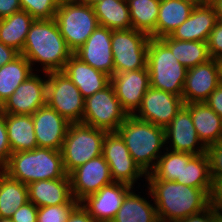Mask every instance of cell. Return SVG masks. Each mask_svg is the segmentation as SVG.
I'll use <instances>...</instances> for the list:
<instances>
[{"label": "cell", "mask_w": 222, "mask_h": 222, "mask_svg": "<svg viewBox=\"0 0 222 222\" xmlns=\"http://www.w3.org/2000/svg\"><path fill=\"white\" fill-rule=\"evenodd\" d=\"M205 103L222 118V84L209 95Z\"/></svg>", "instance_id": "7bdbcfd3"}, {"label": "cell", "mask_w": 222, "mask_h": 222, "mask_svg": "<svg viewBox=\"0 0 222 222\" xmlns=\"http://www.w3.org/2000/svg\"><path fill=\"white\" fill-rule=\"evenodd\" d=\"M156 207L158 219L179 222L210 206L211 188H194L176 181L145 180Z\"/></svg>", "instance_id": "6da1fadb"}, {"label": "cell", "mask_w": 222, "mask_h": 222, "mask_svg": "<svg viewBox=\"0 0 222 222\" xmlns=\"http://www.w3.org/2000/svg\"><path fill=\"white\" fill-rule=\"evenodd\" d=\"M147 67L150 87L182 97L188 69L178 62L170 48L160 38L150 37Z\"/></svg>", "instance_id": "5b68a950"}, {"label": "cell", "mask_w": 222, "mask_h": 222, "mask_svg": "<svg viewBox=\"0 0 222 222\" xmlns=\"http://www.w3.org/2000/svg\"><path fill=\"white\" fill-rule=\"evenodd\" d=\"M34 20L35 19L24 10L0 19V41L21 53L30 26Z\"/></svg>", "instance_id": "83f0119b"}, {"label": "cell", "mask_w": 222, "mask_h": 222, "mask_svg": "<svg viewBox=\"0 0 222 222\" xmlns=\"http://www.w3.org/2000/svg\"><path fill=\"white\" fill-rule=\"evenodd\" d=\"M127 116L111 83L84 100L82 123L85 125L106 132H117Z\"/></svg>", "instance_id": "9c48e42d"}, {"label": "cell", "mask_w": 222, "mask_h": 222, "mask_svg": "<svg viewBox=\"0 0 222 222\" xmlns=\"http://www.w3.org/2000/svg\"><path fill=\"white\" fill-rule=\"evenodd\" d=\"M54 19L73 53L99 25L94 8L77 0H61Z\"/></svg>", "instance_id": "52a82bcc"}, {"label": "cell", "mask_w": 222, "mask_h": 222, "mask_svg": "<svg viewBox=\"0 0 222 222\" xmlns=\"http://www.w3.org/2000/svg\"><path fill=\"white\" fill-rule=\"evenodd\" d=\"M100 26L110 30L131 29V19L126 0H102L93 6Z\"/></svg>", "instance_id": "f1b7e54d"}, {"label": "cell", "mask_w": 222, "mask_h": 222, "mask_svg": "<svg viewBox=\"0 0 222 222\" xmlns=\"http://www.w3.org/2000/svg\"><path fill=\"white\" fill-rule=\"evenodd\" d=\"M183 152L165 149L146 180H168L182 184Z\"/></svg>", "instance_id": "e575fe53"}, {"label": "cell", "mask_w": 222, "mask_h": 222, "mask_svg": "<svg viewBox=\"0 0 222 222\" xmlns=\"http://www.w3.org/2000/svg\"><path fill=\"white\" fill-rule=\"evenodd\" d=\"M117 132L124 139L134 162L149 174L166 149L165 130L150 122L128 115Z\"/></svg>", "instance_id": "3957f363"}, {"label": "cell", "mask_w": 222, "mask_h": 222, "mask_svg": "<svg viewBox=\"0 0 222 222\" xmlns=\"http://www.w3.org/2000/svg\"><path fill=\"white\" fill-rule=\"evenodd\" d=\"M33 73L31 64L21 54L12 62L0 67V107Z\"/></svg>", "instance_id": "1f68e13d"}, {"label": "cell", "mask_w": 222, "mask_h": 222, "mask_svg": "<svg viewBox=\"0 0 222 222\" xmlns=\"http://www.w3.org/2000/svg\"><path fill=\"white\" fill-rule=\"evenodd\" d=\"M149 41V35L134 28L112 30L114 73L145 69Z\"/></svg>", "instance_id": "ba28073f"}, {"label": "cell", "mask_w": 222, "mask_h": 222, "mask_svg": "<svg viewBox=\"0 0 222 222\" xmlns=\"http://www.w3.org/2000/svg\"><path fill=\"white\" fill-rule=\"evenodd\" d=\"M207 46L210 58L217 59L222 56V21L218 20L211 30Z\"/></svg>", "instance_id": "f35d334b"}, {"label": "cell", "mask_w": 222, "mask_h": 222, "mask_svg": "<svg viewBox=\"0 0 222 222\" xmlns=\"http://www.w3.org/2000/svg\"><path fill=\"white\" fill-rule=\"evenodd\" d=\"M217 67H218V74H219V81L222 84V56L216 59Z\"/></svg>", "instance_id": "c3c4849f"}, {"label": "cell", "mask_w": 222, "mask_h": 222, "mask_svg": "<svg viewBox=\"0 0 222 222\" xmlns=\"http://www.w3.org/2000/svg\"><path fill=\"white\" fill-rule=\"evenodd\" d=\"M1 170L26 185L34 181L63 178L66 175L61 151L44 147L12 153Z\"/></svg>", "instance_id": "277c9868"}, {"label": "cell", "mask_w": 222, "mask_h": 222, "mask_svg": "<svg viewBox=\"0 0 222 222\" xmlns=\"http://www.w3.org/2000/svg\"><path fill=\"white\" fill-rule=\"evenodd\" d=\"M111 84L123 110L128 115H134L141 106L144 94L150 88L148 67L114 73L111 76Z\"/></svg>", "instance_id": "9a60e30c"}, {"label": "cell", "mask_w": 222, "mask_h": 222, "mask_svg": "<svg viewBox=\"0 0 222 222\" xmlns=\"http://www.w3.org/2000/svg\"><path fill=\"white\" fill-rule=\"evenodd\" d=\"M5 124L12 153L29 151L38 147L32 115L5 113Z\"/></svg>", "instance_id": "4316f807"}, {"label": "cell", "mask_w": 222, "mask_h": 222, "mask_svg": "<svg viewBox=\"0 0 222 222\" xmlns=\"http://www.w3.org/2000/svg\"><path fill=\"white\" fill-rule=\"evenodd\" d=\"M20 55L14 48L6 46L0 41V67L12 62Z\"/></svg>", "instance_id": "bcb514c9"}, {"label": "cell", "mask_w": 222, "mask_h": 222, "mask_svg": "<svg viewBox=\"0 0 222 222\" xmlns=\"http://www.w3.org/2000/svg\"><path fill=\"white\" fill-rule=\"evenodd\" d=\"M84 98L62 71L47 73L46 104L69 123H82Z\"/></svg>", "instance_id": "30bf717a"}, {"label": "cell", "mask_w": 222, "mask_h": 222, "mask_svg": "<svg viewBox=\"0 0 222 222\" xmlns=\"http://www.w3.org/2000/svg\"><path fill=\"white\" fill-rule=\"evenodd\" d=\"M27 187L28 201L36 207L67 204L73 198L67 174L63 178L34 181Z\"/></svg>", "instance_id": "603a6c76"}, {"label": "cell", "mask_w": 222, "mask_h": 222, "mask_svg": "<svg viewBox=\"0 0 222 222\" xmlns=\"http://www.w3.org/2000/svg\"><path fill=\"white\" fill-rule=\"evenodd\" d=\"M21 10L19 0H0V19Z\"/></svg>", "instance_id": "f6af8a7d"}, {"label": "cell", "mask_w": 222, "mask_h": 222, "mask_svg": "<svg viewBox=\"0 0 222 222\" xmlns=\"http://www.w3.org/2000/svg\"><path fill=\"white\" fill-rule=\"evenodd\" d=\"M21 10L34 19H53L61 0H19Z\"/></svg>", "instance_id": "d590c367"}, {"label": "cell", "mask_w": 222, "mask_h": 222, "mask_svg": "<svg viewBox=\"0 0 222 222\" xmlns=\"http://www.w3.org/2000/svg\"><path fill=\"white\" fill-rule=\"evenodd\" d=\"M205 153L209 161L211 177H222V140L206 146Z\"/></svg>", "instance_id": "74e56055"}, {"label": "cell", "mask_w": 222, "mask_h": 222, "mask_svg": "<svg viewBox=\"0 0 222 222\" xmlns=\"http://www.w3.org/2000/svg\"><path fill=\"white\" fill-rule=\"evenodd\" d=\"M102 155L110 167L114 182L125 183L131 187L146 174L134 162L124 139L118 132H107L103 140Z\"/></svg>", "instance_id": "8fae6325"}, {"label": "cell", "mask_w": 222, "mask_h": 222, "mask_svg": "<svg viewBox=\"0 0 222 222\" xmlns=\"http://www.w3.org/2000/svg\"><path fill=\"white\" fill-rule=\"evenodd\" d=\"M217 0H199V4L213 5Z\"/></svg>", "instance_id": "f907efd6"}, {"label": "cell", "mask_w": 222, "mask_h": 222, "mask_svg": "<svg viewBox=\"0 0 222 222\" xmlns=\"http://www.w3.org/2000/svg\"><path fill=\"white\" fill-rule=\"evenodd\" d=\"M38 207L28 201L16 210L11 219L14 222H37Z\"/></svg>", "instance_id": "60d3db41"}, {"label": "cell", "mask_w": 222, "mask_h": 222, "mask_svg": "<svg viewBox=\"0 0 222 222\" xmlns=\"http://www.w3.org/2000/svg\"><path fill=\"white\" fill-rule=\"evenodd\" d=\"M62 72L77 86L84 99L111 83L109 75L82 62L74 54L66 62Z\"/></svg>", "instance_id": "7402d4cb"}, {"label": "cell", "mask_w": 222, "mask_h": 222, "mask_svg": "<svg viewBox=\"0 0 222 222\" xmlns=\"http://www.w3.org/2000/svg\"><path fill=\"white\" fill-rule=\"evenodd\" d=\"M106 133L105 130L83 123H70L60 150L67 175L89 160L102 155Z\"/></svg>", "instance_id": "8992f818"}, {"label": "cell", "mask_w": 222, "mask_h": 222, "mask_svg": "<svg viewBox=\"0 0 222 222\" xmlns=\"http://www.w3.org/2000/svg\"><path fill=\"white\" fill-rule=\"evenodd\" d=\"M134 189L133 187L126 194L120 209L111 222H155L158 220L155 204L149 202L153 201L150 190L148 189V193L145 195L151 196V200L136 194Z\"/></svg>", "instance_id": "d4e9b609"}, {"label": "cell", "mask_w": 222, "mask_h": 222, "mask_svg": "<svg viewBox=\"0 0 222 222\" xmlns=\"http://www.w3.org/2000/svg\"><path fill=\"white\" fill-rule=\"evenodd\" d=\"M33 66L39 63L42 73L63 71L73 55L61 35L55 19H35L27 34L22 52Z\"/></svg>", "instance_id": "7a4b0ae2"}, {"label": "cell", "mask_w": 222, "mask_h": 222, "mask_svg": "<svg viewBox=\"0 0 222 222\" xmlns=\"http://www.w3.org/2000/svg\"><path fill=\"white\" fill-rule=\"evenodd\" d=\"M67 222H96L79 203L70 213Z\"/></svg>", "instance_id": "ee69618b"}, {"label": "cell", "mask_w": 222, "mask_h": 222, "mask_svg": "<svg viewBox=\"0 0 222 222\" xmlns=\"http://www.w3.org/2000/svg\"><path fill=\"white\" fill-rule=\"evenodd\" d=\"M183 105L181 96L150 87L134 116L165 129Z\"/></svg>", "instance_id": "4fadbf2b"}, {"label": "cell", "mask_w": 222, "mask_h": 222, "mask_svg": "<svg viewBox=\"0 0 222 222\" xmlns=\"http://www.w3.org/2000/svg\"><path fill=\"white\" fill-rule=\"evenodd\" d=\"M128 184L113 182L87 196L80 203L96 222H111L126 194L132 189Z\"/></svg>", "instance_id": "e0dca14e"}, {"label": "cell", "mask_w": 222, "mask_h": 222, "mask_svg": "<svg viewBox=\"0 0 222 222\" xmlns=\"http://www.w3.org/2000/svg\"><path fill=\"white\" fill-rule=\"evenodd\" d=\"M196 4L187 0H161L156 23V38L169 36L191 15Z\"/></svg>", "instance_id": "484cf974"}, {"label": "cell", "mask_w": 222, "mask_h": 222, "mask_svg": "<svg viewBox=\"0 0 222 222\" xmlns=\"http://www.w3.org/2000/svg\"><path fill=\"white\" fill-rule=\"evenodd\" d=\"M219 84L216 59L189 68L182 93L184 104L205 102Z\"/></svg>", "instance_id": "d6986e66"}, {"label": "cell", "mask_w": 222, "mask_h": 222, "mask_svg": "<svg viewBox=\"0 0 222 222\" xmlns=\"http://www.w3.org/2000/svg\"><path fill=\"white\" fill-rule=\"evenodd\" d=\"M71 192L79 203L103 186L113 183L110 167L103 155L95 157L74 169L70 174Z\"/></svg>", "instance_id": "5bb4252c"}, {"label": "cell", "mask_w": 222, "mask_h": 222, "mask_svg": "<svg viewBox=\"0 0 222 222\" xmlns=\"http://www.w3.org/2000/svg\"><path fill=\"white\" fill-rule=\"evenodd\" d=\"M37 146L60 151L70 123L47 104L32 114Z\"/></svg>", "instance_id": "ffe728a7"}, {"label": "cell", "mask_w": 222, "mask_h": 222, "mask_svg": "<svg viewBox=\"0 0 222 222\" xmlns=\"http://www.w3.org/2000/svg\"><path fill=\"white\" fill-rule=\"evenodd\" d=\"M160 39L170 48L178 62L187 69L211 59L207 42L176 40L170 35Z\"/></svg>", "instance_id": "4dcf8cb0"}, {"label": "cell", "mask_w": 222, "mask_h": 222, "mask_svg": "<svg viewBox=\"0 0 222 222\" xmlns=\"http://www.w3.org/2000/svg\"><path fill=\"white\" fill-rule=\"evenodd\" d=\"M217 21L213 5L199 4L194 7L187 20L177 27L170 36L176 40L207 42Z\"/></svg>", "instance_id": "44dd1931"}, {"label": "cell", "mask_w": 222, "mask_h": 222, "mask_svg": "<svg viewBox=\"0 0 222 222\" xmlns=\"http://www.w3.org/2000/svg\"><path fill=\"white\" fill-rule=\"evenodd\" d=\"M132 28L156 38V23L161 0H126Z\"/></svg>", "instance_id": "d6a6232c"}, {"label": "cell", "mask_w": 222, "mask_h": 222, "mask_svg": "<svg viewBox=\"0 0 222 222\" xmlns=\"http://www.w3.org/2000/svg\"><path fill=\"white\" fill-rule=\"evenodd\" d=\"M182 184L194 188H211L212 179L206 153L193 155L183 152Z\"/></svg>", "instance_id": "836d02e7"}, {"label": "cell", "mask_w": 222, "mask_h": 222, "mask_svg": "<svg viewBox=\"0 0 222 222\" xmlns=\"http://www.w3.org/2000/svg\"><path fill=\"white\" fill-rule=\"evenodd\" d=\"M111 36L112 30L98 25L86 42L73 54L82 62L111 77L114 74Z\"/></svg>", "instance_id": "ac0fdd59"}, {"label": "cell", "mask_w": 222, "mask_h": 222, "mask_svg": "<svg viewBox=\"0 0 222 222\" xmlns=\"http://www.w3.org/2000/svg\"><path fill=\"white\" fill-rule=\"evenodd\" d=\"M213 7L215 8V11H216L217 20L222 21V0H217L213 4Z\"/></svg>", "instance_id": "7dc6e473"}, {"label": "cell", "mask_w": 222, "mask_h": 222, "mask_svg": "<svg viewBox=\"0 0 222 222\" xmlns=\"http://www.w3.org/2000/svg\"><path fill=\"white\" fill-rule=\"evenodd\" d=\"M11 154L5 124V113L0 109V170L6 165Z\"/></svg>", "instance_id": "ab89813d"}, {"label": "cell", "mask_w": 222, "mask_h": 222, "mask_svg": "<svg viewBox=\"0 0 222 222\" xmlns=\"http://www.w3.org/2000/svg\"><path fill=\"white\" fill-rule=\"evenodd\" d=\"M0 222H14L11 218H0Z\"/></svg>", "instance_id": "816d5d0a"}, {"label": "cell", "mask_w": 222, "mask_h": 222, "mask_svg": "<svg viewBox=\"0 0 222 222\" xmlns=\"http://www.w3.org/2000/svg\"><path fill=\"white\" fill-rule=\"evenodd\" d=\"M219 216L220 215L211 206H209L199 213L181 219L179 222H215Z\"/></svg>", "instance_id": "b9f144b4"}, {"label": "cell", "mask_w": 222, "mask_h": 222, "mask_svg": "<svg viewBox=\"0 0 222 222\" xmlns=\"http://www.w3.org/2000/svg\"><path fill=\"white\" fill-rule=\"evenodd\" d=\"M31 74L1 106L6 114L32 115L46 105L47 73Z\"/></svg>", "instance_id": "7c38bea8"}, {"label": "cell", "mask_w": 222, "mask_h": 222, "mask_svg": "<svg viewBox=\"0 0 222 222\" xmlns=\"http://www.w3.org/2000/svg\"><path fill=\"white\" fill-rule=\"evenodd\" d=\"M28 202V187L0 170V218H11Z\"/></svg>", "instance_id": "f546056e"}, {"label": "cell", "mask_w": 222, "mask_h": 222, "mask_svg": "<svg viewBox=\"0 0 222 222\" xmlns=\"http://www.w3.org/2000/svg\"><path fill=\"white\" fill-rule=\"evenodd\" d=\"M164 130L167 149L193 155L206 152V146L197 135L190 110L185 105L182 106Z\"/></svg>", "instance_id": "2e32d148"}, {"label": "cell", "mask_w": 222, "mask_h": 222, "mask_svg": "<svg viewBox=\"0 0 222 222\" xmlns=\"http://www.w3.org/2000/svg\"><path fill=\"white\" fill-rule=\"evenodd\" d=\"M215 222H222V216H219V217L215 220Z\"/></svg>", "instance_id": "db71d44e"}, {"label": "cell", "mask_w": 222, "mask_h": 222, "mask_svg": "<svg viewBox=\"0 0 222 222\" xmlns=\"http://www.w3.org/2000/svg\"><path fill=\"white\" fill-rule=\"evenodd\" d=\"M191 113L199 139L205 146L222 140V118L205 102L184 104Z\"/></svg>", "instance_id": "cb8c5ba5"}, {"label": "cell", "mask_w": 222, "mask_h": 222, "mask_svg": "<svg viewBox=\"0 0 222 222\" xmlns=\"http://www.w3.org/2000/svg\"><path fill=\"white\" fill-rule=\"evenodd\" d=\"M79 202L72 198L67 204L38 207L37 222H67Z\"/></svg>", "instance_id": "8d00e7d4"}, {"label": "cell", "mask_w": 222, "mask_h": 222, "mask_svg": "<svg viewBox=\"0 0 222 222\" xmlns=\"http://www.w3.org/2000/svg\"><path fill=\"white\" fill-rule=\"evenodd\" d=\"M77 1H79L81 3H85V4L93 7L95 4H97L98 2H100L102 0H77Z\"/></svg>", "instance_id": "681fc988"}, {"label": "cell", "mask_w": 222, "mask_h": 222, "mask_svg": "<svg viewBox=\"0 0 222 222\" xmlns=\"http://www.w3.org/2000/svg\"><path fill=\"white\" fill-rule=\"evenodd\" d=\"M187 1H190V2H192L194 4H196V5H199V0H187Z\"/></svg>", "instance_id": "f5cc1de1"}, {"label": "cell", "mask_w": 222, "mask_h": 222, "mask_svg": "<svg viewBox=\"0 0 222 222\" xmlns=\"http://www.w3.org/2000/svg\"><path fill=\"white\" fill-rule=\"evenodd\" d=\"M155 222H165L164 220H160V219H158L157 221H155Z\"/></svg>", "instance_id": "11a10c76"}]
</instances>
